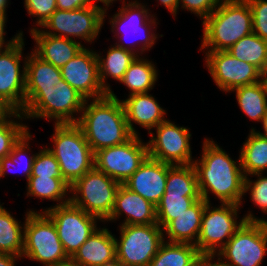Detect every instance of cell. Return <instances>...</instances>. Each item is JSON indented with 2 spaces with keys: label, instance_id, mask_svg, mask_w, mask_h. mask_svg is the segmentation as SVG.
<instances>
[{
  "label": "cell",
  "instance_id": "cell-55",
  "mask_svg": "<svg viewBox=\"0 0 267 266\" xmlns=\"http://www.w3.org/2000/svg\"><path fill=\"white\" fill-rule=\"evenodd\" d=\"M1 169H2V158H0V175H1Z\"/></svg>",
  "mask_w": 267,
  "mask_h": 266
},
{
  "label": "cell",
  "instance_id": "cell-46",
  "mask_svg": "<svg viewBox=\"0 0 267 266\" xmlns=\"http://www.w3.org/2000/svg\"><path fill=\"white\" fill-rule=\"evenodd\" d=\"M18 257L12 254L0 253V266H15Z\"/></svg>",
  "mask_w": 267,
  "mask_h": 266
},
{
  "label": "cell",
  "instance_id": "cell-15",
  "mask_svg": "<svg viewBox=\"0 0 267 266\" xmlns=\"http://www.w3.org/2000/svg\"><path fill=\"white\" fill-rule=\"evenodd\" d=\"M0 51V96L3 97L17 112L25 106V62L20 69L24 48L23 32Z\"/></svg>",
  "mask_w": 267,
  "mask_h": 266
},
{
  "label": "cell",
  "instance_id": "cell-36",
  "mask_svg": "<svg viewBox=\"0 0 267 266\" xmlns=\"http://www.w3.org/2000/svg\"><path fill=\"white\" fill-rule=\"evenodd\" d=\"M32 136L29 131H27L21 138L20 140L13 146L11 153H9L7 156L2 158V169H1V177H4L6 175V171L14 168L17 164H20L21 162L23 164V168L20 170L23 171L26 180L31 177L32 174V167H33V162L36 154H33L32 156L28 157L26 156V150H30V145H29V139H31ZM25 158V160L23 159ZM24 160V162H23ZM17 168V167H16ZM12 171V170H10Z\"/></svg>",
  "mask_w": 267,
  "mask_h": 266
},
{
  "label": "cell",
  "instance_id": "cell-45",
  "mask_svg": "<svg viewBox=\"0 0 267 266\" xmlns=\"http://www.w3.org/2000/svg\"><path fill=\"white\" fill-rule=\"evenodd\" d=\"M214 255H202L195 266H229L225 263H223L219 258L218 261L214 263L212 260H214Z\"/></svg>",
  "mask_w": 267,
  "mask_h": 266
},
{
  "label": "cell",
  "instance_id": "cell-21",
  "mask_svg": "<svg viewBox=\"0 0 267 266\" xmlns=\"http://www.w3.org/2000/svg\"><path fill=\"white\" fill-rule=\"evenodd\" d=\"M121 102L129 130L133 135H139L133 123L147 128L150 133V130L166 120L164 119L166 110L160 107L156 99L148 93L132 94L127 99L121 100Z\"/></svg>",
  "mask_w": 267,
  "mask_h": 266
},
{
  "label": "cell",
  "instance_id": "cell-48",
  "mask_svg": "<svg viewBox=\"0 0 267 266\" xmlns=\"http://www.w3.org/2000/svg\"><path fill=\"white\" fill-rule=\"evenodd\" d=\"M55 266H84V265H81L80 263L74 261L71 257H69L67 260L62 261Z\"/></svg>",
  "mask_w": 267,
  "mask_h": 266
},
{
  "label": "cell",
  "instance_id": "cell-30",
  "mask_svg": "<svg viewBox=\"0 0 267 266\" xmlns=\"http://www.w3.org/2000/svg\"><path fill=\"white\" fill-rule=\"evenodd\" d=\"M228 52L240 61L254 65L267 75V40L261 39L254 32L237 41Z\"/></svg>",
  "mask_w": 267,
  "mask_h": 266
},
{
  "label": "cell",
  "instance_id": "cell-12",
  "mask_svg": "<svg viewBox=\"0 0 267 266\" xmlns=\"http://www.w3.org/2000/svg\"><path fill=\"white\" fill-rule=\"evenodd\" d=\"M41 212L53 221L68 257H72L98 228L97 217L86 213L71 202L50 207Z\"/></svg>",
  "mask_w": 267,
  "mask_h": 266
},
{
  "label": "cell",
  "instance_id": "cell-27",
  "mask_svg": "<svg viewBox=\"0 0 267 266\" xmlns=\"http://www.w3.org/2000/svg\"><path fill=\"white\" fill-rule=\"evenodd\" d=\"M201 256L195 245L164 241L148 266H195Z\"/></svg>",
  "mask_w": 267,
  "mask_h": 266
},
{
  "label": "cell",
  "instance_id": "cell-13",
  "mask_svg": "<svg viewBox=\"0 0 267 266\" xmlns=\"http://www.w3.org/2000/svg\"><path fill=\"white\" fill-rule=\"evenodd\" d=\"M148 157V145L139 135H133L123 144L94 153V167L120 184L132 176Z\"/></svg>",
  "mask_w": 267,
  "mask_h": 266
},
{
  "label": "cell",
  "instance_id": "cell-39",
  "mask_svg": "<svg viewBox=\"0 0 267 266\" xmlns=\"http://www.w3.org/2000/svg\"><path fill=\"white\" fill-rule=\"evenodd\" d=\"M254 175L258 178L253 182L248 177L244 178V193L250 191L252 202L260 207L263 213H267V176H262L263 173Z\"/></svg>",
  "mask_w": 267,
  "mask_h": 266
},
{
  "label": "cell",
  "instance_id": "cell-26",
  "mask_svg": "<svg viewBox=\"0 0 267 266\" xmlns=\"http://www.w3.org/2000/svg\"><path fill=\"white\" fill-rule=\"evenodd\" d=\"M136 57L137 55L135 53L122 49L115 44L108 49L106 58H102L100 54L97 53L100 82L108 93L112 90L110 89V85H108V83L106 84V78L109 76L120 82Z\"/></svg>",
  "mask_w": 267,
  "mask_h": 266
},
{
  "label": "cell",
  "instance_id": "cell-32",
  "mask_svg": "<svg viewBox=\"0 0 267 266\" xmlns=\"http://www.w3.org/2000/svg\"><path fill=\"white\" fill-rule=\"evenodd\" d=\"M157 76L155 65L151 61L137 56L128 67L120 83L129 88L131 91L129 95L148 93L153 89Z\"/></svg>",
  "mask_w": 267,
  "mask_h": 266
},
{
  "label": "cell",
  "instance_id": "cell-1",
  "mask_svg": "<svg viewBox=\"0 0 267 266\" xmlns=\"http://www.w3.org/2000/svg\"><path fill=\"white\" fill-rule=\"evenodd\" d=\"M238 164H237V163ZM201 198L210 203L209 190L221 203L241 205L244 196V174L238 161L212 139H205L201 159L194 160Z\"/></svg>",
  "mask_w": 267,
  "mask_h": 266
},
{
  "label": "cell",
  "instance_id": "cell-20",
  "mask_svg": "<svg viewBox=\"0 0 267 266\" xmlns=\"http://www.w3.org/2000/svg\"><path fill=\"white\" fill-rule=\"evenodd\" d=\"M123 213L126 218L121 225L157 223L156 206L121 184L116 192L113 211L106 221L117 220Z\"/></svg>",
  "mask_w": 267,
  "mask_h": 266
},
{
  "label": "cell",
  "instance_id": "cell-28",
  "mask_svg": "<svg viewBox=\"0 0 267 266\" xmlns=\"http://www.w3.org/2000/svg\"><path fill=\"white\" fill-rule=\"evenodd\" d=\"M240 161L245 177L267 170V138L256 133L254 128L241 147Z\"/></svg>",
  "mask_w": 267,
  "mask_h": 266
},
{
  "label": "cell",
  "instance_id": "cell-16",
  "mask_svg": "<svg viewBox=\"0 0 267 266\" xmlns=\"http://www.w3.org/2000/svg\"><path fill=\"white\" fill-rule=\"evenodd\" d=\"M122 6L123 7L120 10H118L119 12L113 15L112 20L111 19L109 20L110 24L112 25L111 30L112 32L115 31L114 34L116 32L118 33V34L117 33L115 34L117 38L119 37L118 36L119 33L122 38H123L122 35L126 34V36H128L130 33L134 37V42L137 39L135 37H137L138 35L142 37L143 43L141 42L140 52L141 54H143L142 52H144L145 50H148L149 48H152L156 42L155 40L157 38V35L155 34V32L153 33L151 31H153L152 28L156 27L155 25L157 24L156 23L157 19L153 18L155 16L150 15V13L148 12V8L146 9L145 5H142L136 0L133 2L126 3L125 5H122ZM132 43H131V46H129L130 42L128 46L123 45V43L121 42V38H120V41H118V43H115V45L118 47H121L122 49L131 51L135 53L137 56H139L140 55L139 51H137L134 48H131Z\"/></svg>",
  "mask_w": 267,
  "mask_h": 266
},
{
  "label": "cell",
  "instance_id": "cell-7",
  "mask_svg": "<svg viewBox=\"0 0 267 266\" xmlns=\"http://www.w3.org/2000/svg\"><path fill=\"white\" fill-rule=\"evenodd\" d=\"M120 185L119 182L93 167L70 186L72 193L70 202L105 222L113 211L116 192Z\"/></svg>",
  "mask_w": 267,
  "mask_h": 266
},
{
  "label": "cell",
  "instance_id": "cell-17",
  "mask_svg": "<svg viewBox=\"0 0 267 266\" xmlns=\"http://www.w3.org/2000/svg\"><path fill=\"white\" fill-rule=\"evenodd\" d=\"M206 67L222 91L260 82L264 74L254 65L240 61L228 51L206 52Z\"/></svg>",
  "mask_w": 267,
  "mask_h": 266
},
{
  "label": "cell",
  "instance_id": "cell-34",
  "mask_svg": "<svg viewBox=\"0 0 267 266\" xmlns=\"http://www.w3.org/2000/svg\"><path fill=\"white\" fill-rule=\"evenodd\" d=\"M67 192H70V186L63 178L30 177L27 181V197L59 202L55 206L70 202V197H65Z\"/></svg>",
  "mask_w": 267,
  "mask_h": 266
},
{
  "label": "cell",
  "instance_id": "cell-51",
  "mask_svg": "<svg viewBox=\"0 0 267 266\" xmlns=\"http://www.w3.org/2000/svg\"><path fill=\"white\" fill-rule=\"evenodd\" d=\"M9 0H0V15L6 17V7L8 5Z\"/></svg>",
  "mask_w": 267,
  "mask_h": 266
},
{
  "label": "cell",
  "instance_id": "cell-8",
  "mask_svg": "<svg viewBox=\"0 0 267 266\" xmlns=\"http://www.w3.org/2000/svg\"><path fill=\"white\" fill-rule=\"evenodd\" d=\"M25 218L22 258L41 262L43 266H55L69 258L53 221L44 212L30 210Z\"/></svg>",
  "mask_w": 267,
  "mask_h": 266
},
{
  "label": "cell",
  "instance_id": "cell-31",
  "mask_svg": "<svg viewBox=\"0 0 267 266\" xmlns=\"http://www.w3.org/2000/svg\"><path fill=\"white\" fill-rule=\"evenodd\" d=\"M164 194L182 195V197H201L195 167L191 165H170Z\"/></svg>",
  "mask_w": 267,
  "mask_h": 266
},
{
  "label": "cell",
  "instance_id": "cell-38",
  "mask_svg": "<svg viewBox=\"0 0 267 266\" xmlns=\"http://www.w3.org/2000/svg\"><path fill=\"white\" fill-rule=\"evenodd\" d=\"M31 177L62 178L60 165L48 147L36 153Z\"/></svg>",
  "mask_w": 267,
  "mask_h": 266
},
{
  "label": "cell",
  "instance_id": "cell-47",
  "mask_svg": "<svg viewBox=\"0 0 267 266\" xmlns=\"http://www.w3.org/2000/svg\"><path fill=\"white\" fill-rule=\"evenodd\" d=\"M163 4L172 14L176 16L179 8V0H158Z\"/></svg>",
  "mask_w": 267,
  "mask_h": 266
},
{
  "label": "cell",
  "instance_id": "cell-49",
  "mask_svg": "<svg viewBox=\"0 0 267 266\" xmlns=\"http://www.w3.org/2000/svg\"><path fill=\"white\" fill-rule=\"evenodd\" d=\"M261 122L263 124L264 133H260L259 131L255 132L258 133L260 136L267 138V110L265 115L262 117Z\"/></svg>",
  "mask_w": 267,
  "mask_h": 266
},
{
  "label": "cell",
  "instance_id": "cell-23",
  "mask_svg": "<svg viewBox=\"0 0 267 266\" xmlns=\"http://www.w3.org/2000/svg\"><path fill=\"white\" fill-rule=\"evenodd\" d=\"M35 40V50H32L42 60L61 68L74 58L84 47L74 39L55 37L45 34L38 27L30 30Z\"/></svg>",
  "mask_w": 267,
  "mask_h": 266
},
{
  "label": "cell",
  "instance_id": "cell-11",
  "mask_svg": "<svg viewBox=\"0 0 267 266\" xmlns=\"http://www.w3.org/2000/svg\"><path fill=\"white\" fill-rule=\"evenodd\" d=\"M266 251L267 222H244L215 256L229 266H261Z\"/></svg>",
  "mask_w": 267,
  "mask_h": 266
},
{
  "label": "cell",
  "instance_id": "cell-43",
  "mask_svg": "<svg viewBox=\"0 0 267 266\" xmlns=\"http://www.w3.org/2000/svg\"><path fill=\"white\" fill-rule=\"evenodd\" d=\"M94 3V0H56L57 9L67 11L93 6Z\"/></svg>",
  "mask_w": 267,
  "mask_h": 266
},
{
  "label": "cell",
  "instance_id": "cell-2",
  "mask_svg": "<svg viewBox=\"0 0 267 266\" xmlns=\"http://www.w3.org/2000/svg\"><path fill=\"white\" fill-rule=\"evenodd\" d=\"M85 100L81 116L76 123L95 153L101 149L123 144L130 132L121 100L111 91L104 97ZM87 105V106H86Z\"/></svg>",
  "mask_w": 267,
  "mask_h": 266
},
{
  "label": "cell",
  "instance_id": "cell-3",
  "mask_svg": "<svg viewBox=\"0 0 267 266\" xmlns=\"http://www.w3.org/2000/svg\"><path fill=\"white\" fill-rule=\"evenodd\" d=\"M201 49L228 51L241 38L253 32L252 11L246 0H220L203 20Z\"/></svg>",
  "mask_w": 267,
  "mask_h": 266
},
{
  "label": "cell",
  "instance_id": "cell-33",
  "mask_svg": "<svg viewBox=\"0 0 267 266\" xmlns=\"http://www.w3.org/2000/svg\"><path fill=\"white\" fill-rule=\"evenodd\" d=\"M0 207V253L22 257L24 249V226Z\"/></svg>",
  "mask_w": 267,
  "mask_h": 266
},
{
  "label": "cell",
  "instance_id": "cell-41",
  "mask_svg": "<svg viewBox=\"0 0 267 266\" xmlns=\"http://www.w3.org/2000/svg\"><path fill=\"white\" fill-rule=\"evenodd\" d=\"M28 14L37 17L36 25L42 26L57 10L56 0H24Z\"/></svg>",
  "mask_w": 267,
  "mask_h": 266
},
{
  "label": "cell",
  "instance_id": "cell-14",
  "mask_svg": "<svg viewBox=\"0 0 267 266\" xmlns=\"http://www.w3.org/2000/svg\"><path fill=\"white\" fill-rule=\"evenodd\" d=\"M155 128L156 137L149 133L148 157L173 166L193 164L189 142L191 134L186 127L165 120Z\"/></svg>",
  "mask_w": 267,
  "mask_h": 266
},
{
  "label": "cell",
  "instance_id": "cell-22",
  "mask_svg": "<svg viewBox=\"0 0 267 266\" xmlns=\"http://www.w3.org/2000/svg\"><path fill=\"white\" fill-rule=\"evenodd\" d=\"M71 258L84 266H107L116 263L114 235L106 227L97 228Z\"/></svg>",
  "mask_w": 267,
  "mask_h": 266
},
{
  "label": "cell",
  "instance_id": "cell-44",
  "mask_svg": "<svg viewBox=\"0 0 267 266\" xmlns=\"http://www.w3.org/2000/svg\"><path fill=\"white\" fill-rule=\"evenodd\" d=\"M9 117H13L18 120L25 118L21 112H17L3 97L0 96V120L7 119Z\"/></svg>",
  "mask_w": 267,
  "mask_h": 266
},
{
  "label": "cell",
  "instance_id": "cell-4",
  "mask_svg": "<svg viewBox=\"0 0 267 266\" xmlns=\"http://www.w3.org/2000/svg\"><path fill=\"white\" fill-rule=\"evenodd\" d=\"M85 98L65 80L44 90H25V106L21 112L25 119H56V124L77 123L73 114L83 110Z\"/></svg>",
  "mask_w": 267,
  "mask_h": 266
},
{
  "label": "cell",
  "instance_id": "cell-35",
  "mask_svg": "<svg viewBox=\"0 0 267 266\" xmlns=\"http://www.w3.org/2000/svg\"><path fill=\"white\" fill-rule=\"evenodd\" d=\"M201 197H182L176 194H163L156 206L157 223L163 229L171 220L189 209Z\"/></svg>",
  "mask_w": 267,
  "mask_h": 266
},
{
  "label": "cell",
  "instance_id": "cell-42",
  "mask_svg": "<svg viewBox=\"0 0 267 266\" xmlns=\"http://www.w3.org/2000/svg\"><path fill=\"white\" fill-rule=\"evenodd\" d=\"M219 2L220 0H179L181 8L197 14L203 20L216 9Z\"/></svg>",
  "mask_w": 267,
  "mask_h": 266
},
{
  "label": "cell",
  "instance_id": "cell-29",
  "mask_svg": "<svg viewBox=\"0 0 267 266\" xmlns=\"http://www.w3.org/2000/svg\"><path fill=\"white\" fill-rule=\"evenodd\" d=\"M231 91L236 92L240 109L250 119L261 122L267 110V82L265 78L260 82L240 86Z\"/></svg>",
  "mask_w": 267,
  "mask_h": 266
},
{
  "label": "cell",
  "instance_id": "cell-10",
  "mask_svg": "<svg viewBox=\"0 0 267 266\" xmlns=\"http://www.w3.org/2000/svg\"><path fill=\"white\" fill-rule=\"evenodd\" d=\"M106 10V7L97 4L70 11L57 9L41 26L46 28V31H42L55 37L67 39L77 37L92 43L103 26Z\"/></svg>",
  "mask_w": 267,
  "mask_h": 266
},
{
  "label": "cell",
  "instance_id": "cell-24",
  "mask_svg": "<svg viewBox=\"0 0 267 266\" xmlns=\"http://www.w3.org/2000/svg\"><path fill=\"white\" fill-rule=\"evenodd\" d=\"M207 202L201 198L189 209L171 220L164 228L169 242L196 245L201 229L202 216Z\"/></svg>",
  "mask_w": 267,
  "mask_h": 266
},
{
  "label": "cell",
  "instance_id": "cell-50",
  "mask_svg": "<svg viewBox=\"0 0 267 266\" xmlns=\"http://www.w3.org/2000/svg\"><path fill=\"white\" fill-rule=\"evenodd\" d=\"M6 20L7 18L5 16L0 15V39H4L5 38V26H6Z\"/></svg>",
  "mask_w": 267,
  "mask_h": 266
},
{
  "label": "cell",
  "instance_id": "cell-9",
  "mask_svg": "<svg viewBox=\"0 0 267 266\" xmlns=\"http://www.w3.org/2000/svg\"><path fill=\"white\" fill-rule=\"evenodd\" d=\"M120 232L115 244L116 259L122 266H148L165 240L158 223L121 225Z\"/></svg>",
  "mask_w": 267,
  "mask_h": 266
},
{
  "label": "cell",
  "instance_id": "cell-18",
  "mask_svg": "<svg viewBox=\"0 0 267 266\" xmlns=\"http://www.w3.org/2000/svg\"><path fill=\"white\" fill-rule=\"evenodd\" d=\"M60 71L63 80L86 100L109 94L101 85L97 53L93 50L83 47Z\"/></svg>",
  "mask_w": 267,
  "mask_h": 266
},
{
  "label": "cell",
  "instance_id": "cell-52",
  "mask_svg": "<svg viewBox=\"0 0 267 266\" xmlns=\"http://www.w3.org/2000/svg\"><path fill=\"white\" fill-rule=\"evenodd\" d=\"M19 34H16L15 37H13L10 41L5 42V39H0V51L2 50V48L4 47L5 43L6 45L11 43Z\"/></svg>",
  "mask_w": 267,
  "mask_h": 266
},
{
  "label": "cell",
  "instance_id": "cell-5",
  "mask_svg": "<svg viewBox=\"0 0 267 266\" xmlns=\"http://www.w3.org/2000/svg\"><path fill=\"white\" fill-rule=\"evenodd\" d=\"M54 125V147L48 150L56 157L62 178L71 186L94 167V152L76 123Z\"/></svg>",
  "mask_w": 267,
  "mask_h": 266
},
{
  "label": "cell",
  "instance_id": "cell-37",
  "mask_svg": "<svg viewBox=\"0 0 267 266\" xmlns=\"http://www.w3.org/2000/svg\"><path fill=\"white\" fill-rule=\"evenodd\" d=\"M11 117L0 120V158L11 153L13 146L28 131V126L15 122Z\"/></svg>",
  "mask_w": 267,
  "mask_h": 266
},
{
  "label": "cell",
  "instance_id": "cell-19",
  "mask_svg": "<svg viewBox=\"0 0 267 266\" xmlns=\"http://www.w3.org/2000/svg\"><path fill=\"white\" fill-rule=\"evenodd\" d=\"M167 174V163L147 157L123 185L157 206L166 189Z\"/></svg>",
  "mask_w": 267,
  "mask_h": 266
},
{
  "label": "cell",
  "instance_id": "cell-40",
  "mask_svg": "<svg viewBox=\"0 0 267 266\" xmlns=\"http://www.w3.org/2000/svg\"><path fill=\"white\" fill-rule=\"evenodd\" d=\"M252 11L253 32L267 40V0H246Z\"/></svg>",
  "mask_w": 267,
  "mask_h": 266
},
{
  "label": "cell",
  "instance_id": "cell-54",
  "mask_svg": "<svg viewBox=\"0 0 267 266\" xmlns=\"http://www.w3.org/2000/svg\"><path fill=\"white\" fill-rule=\"evenodd\" d=\"M107 266H122L120 263L116 262L114 264H111V265H107Z\"/></svg>",
  "mask_w": 267,
  "mask_h": 266
},
{
  "label": "cell",
  "instance_id": "cell-25",
  "mask_svg": "<svg viewBox=\"0 0 267 266\" xmlns=\"http://www.w3.org/2000/svg\"><path fill=\"white\" fill-rule=\"evenodd\" d=\"M25 58V90H44L63 80L60 68L38 57L34 52Z\"/></svg>",
  "mask_w": 267,
  "mask_h": 266
},
{
  "label": "cell",
  "instance_id": "cell-53",
  "mask_svg": "<svg viewBox=\"0 0 267 266\" xmlns=\"http://www.w3.org/2000/svg\"><path fill=\"white\" fill-rule=\"evenodd\" d=\"M95 1V0H94ZM96 1H100L103 3V5H105L107 8L109 7V5H111L110 3H112L113 1L116 0H96Z\"/></svg>",
  "mask_w": 267,
  "mask_h": 266
},
{
  "label": "cell",
  "instance_id": "cell-6",
  "mask_svg": "<svg viewBox=\"0 0 267 266\" xmlns=\"http://www.w3.org/2000/svg\"><path fill=\"white\" fill-rule=\"evenodd\" d=\"M207 203L202 216L199 238L196 243L202 255H214L221 250L244 222H267L249 212L239 223L237 213L240 205L221 203L219 207H211ZM220 248V249H219Z\"/></svg>",
  "mask_w": 267,
  "mask_h": 266
}]
</instances>
